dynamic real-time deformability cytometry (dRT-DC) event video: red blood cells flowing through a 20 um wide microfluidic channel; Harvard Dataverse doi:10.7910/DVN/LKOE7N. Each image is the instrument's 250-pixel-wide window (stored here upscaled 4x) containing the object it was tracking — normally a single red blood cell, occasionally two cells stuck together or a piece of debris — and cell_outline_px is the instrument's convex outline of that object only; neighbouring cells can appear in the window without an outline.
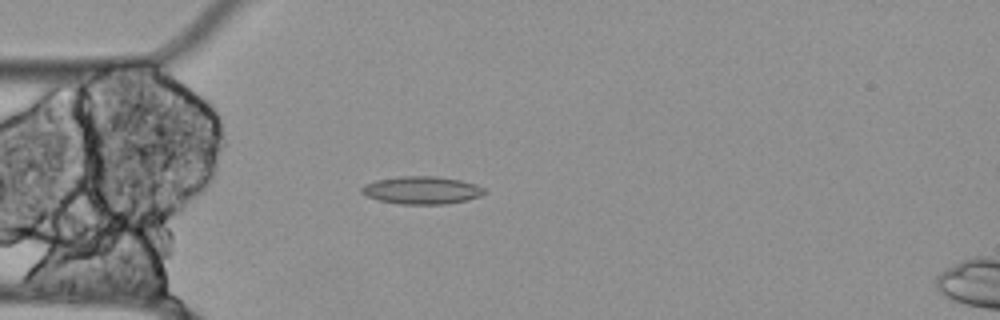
{"species": "Egyptian fruit bat (a non-hibernating species)", "species_latin": "Rousettus aegyptiacus", "temperature_condition": "cold", "stored_images_in_passage": 56, "camera_frame_rate_fps": 3000, "um_per_image_px": 0.085, "animal": {"sex": "female"}, "frame": {"image": 1, "passage_image": 15, "time_ms": 4.667, "image_size_px": [1000, 320], "cell_outline_px": [[488, 192], [480, 196], [448, 204], [400, 204], [380, 200], [368, 196], [360, 192], [360, 188], [364, 184], [376, 180], [400, 176], [436, 176], [460, 180], [476, 184], [484, 188]], "centroid_in_image_um": [35.86, 16.16], "position_along_channel_um": 49.1, "area_um2": 19.83}}
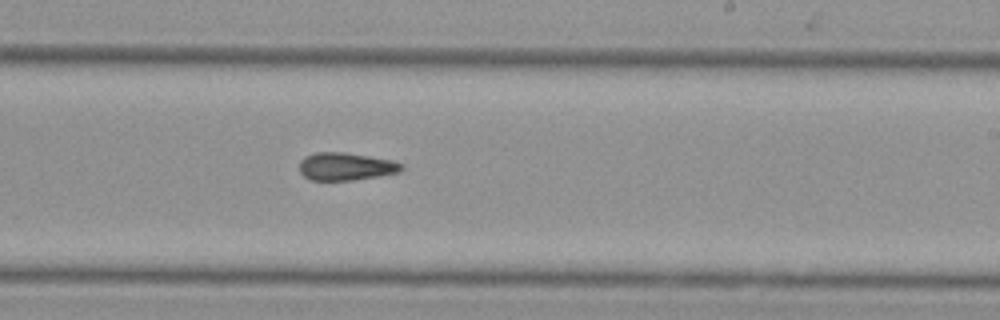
{"frame": {"image": 2, "passage_image": 33, "time_ms": 10.667, "image_size_px": [1000, 320], "cell_outline_px": [[404, 168], [400, 172], [352, 180], [308, 180], [300, 172], [300, 160], [304, 156], [316, 152], [344, 152], [392, 160], [404, 164]], "centroid_in_image_um": [29.38, 14.14], "position_along_channel_um": 259.6, "area_um2": 16.53}}
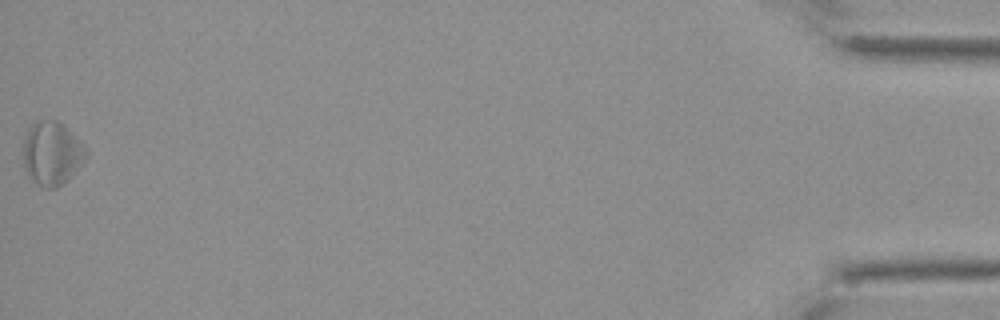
{"frame": {"image": 3, "passage_image": 56, "time_ms": 18.333, "image_size_px": [1000, 320], "cell_outline_px": [[88, 156], [72, 176], [56, 188], [40, 188], [28, 176], [24, 168], [24, 140], [28, 128], [36, 120], [56, 120], [64, 124], [84, 144], [88, 152]], "centroid_in_image_um": [4.42, 13.04], "position_along_channel_um": 430.8, "area_um2": 23.64}}